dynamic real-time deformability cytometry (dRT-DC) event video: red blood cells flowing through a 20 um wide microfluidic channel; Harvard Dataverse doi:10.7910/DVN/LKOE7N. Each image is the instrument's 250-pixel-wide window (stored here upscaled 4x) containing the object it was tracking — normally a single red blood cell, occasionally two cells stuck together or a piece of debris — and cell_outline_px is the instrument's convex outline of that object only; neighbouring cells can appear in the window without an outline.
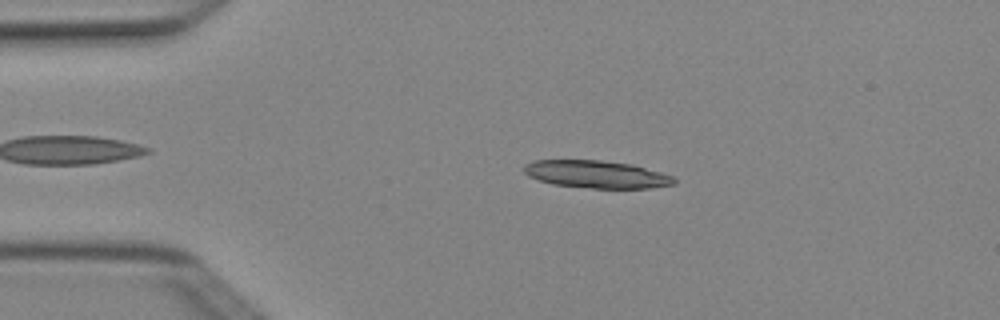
{"species": "Egyptian fruit bat (a non-hibernating species)", "species_latin": "Rousettus aegyptiacus", "temperature_condition": "cold", "stored_images_in_passage": 2, "camera_frame_rate_fps": 3000, "um_per_image_px": 0.085, "animal": {"sex": "female"}, "frame": {"image": 1, "passage_image": 2, "time_ms": 0.333, "image_size_px": [1000, 320], "cell_outline_px": [[676, 184], [652, 188], [592, 188], [552, 184], [528, 176], [524, 172], [524, 164], [536, 160], [600, 160], [632, 164], [660, 172], [672, 176], [676, 180]], "centroid_in_image_um": [50.71, 14.81], "position_along_channel_um": 34.3, "area_um2": 24.04}}